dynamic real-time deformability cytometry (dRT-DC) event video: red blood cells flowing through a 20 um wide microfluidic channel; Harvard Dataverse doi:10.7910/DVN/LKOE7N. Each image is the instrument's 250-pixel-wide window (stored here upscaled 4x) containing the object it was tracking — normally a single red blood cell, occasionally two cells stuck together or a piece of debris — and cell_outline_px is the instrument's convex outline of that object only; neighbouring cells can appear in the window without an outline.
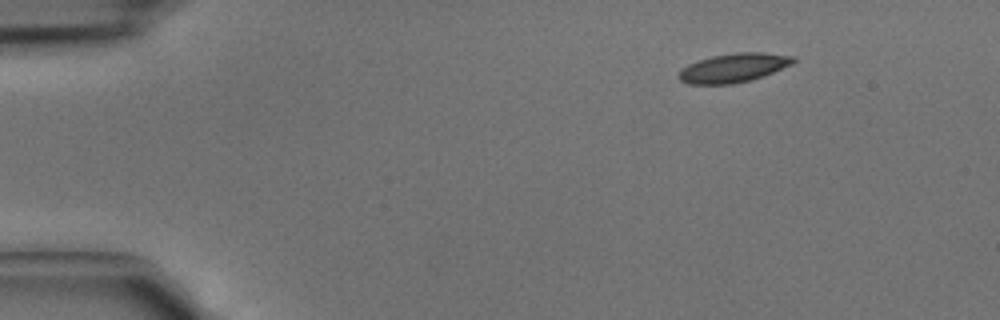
{"species": "common noctule bat (a hibernating species)", "species_latin": "Nyctalus noctula", "temperature_condition": "cold", "stored_images_in_passage": 2, "camera_frame_rate_fps": 3000, "um_per_image_px": 0.085, "animal": {"sex": "male", "body_mass_g": 15.6}, "frame": {"image": 1, "passage_image": 1, "time_ms": 0.0, "image_size_px": [1000, 320], "cell_outline_px": [[796, 60], [792, 64], [752, 80], [732, 84], [688, 84], [680, 80], [676, 76], [688, 64], [712, 56], [736, 52], [760, 52], [796, 56]], "centroid_in_image_um": [62.36, 5.76], "position_along_channel_um": 22.6, "area_um2": 19.25}}